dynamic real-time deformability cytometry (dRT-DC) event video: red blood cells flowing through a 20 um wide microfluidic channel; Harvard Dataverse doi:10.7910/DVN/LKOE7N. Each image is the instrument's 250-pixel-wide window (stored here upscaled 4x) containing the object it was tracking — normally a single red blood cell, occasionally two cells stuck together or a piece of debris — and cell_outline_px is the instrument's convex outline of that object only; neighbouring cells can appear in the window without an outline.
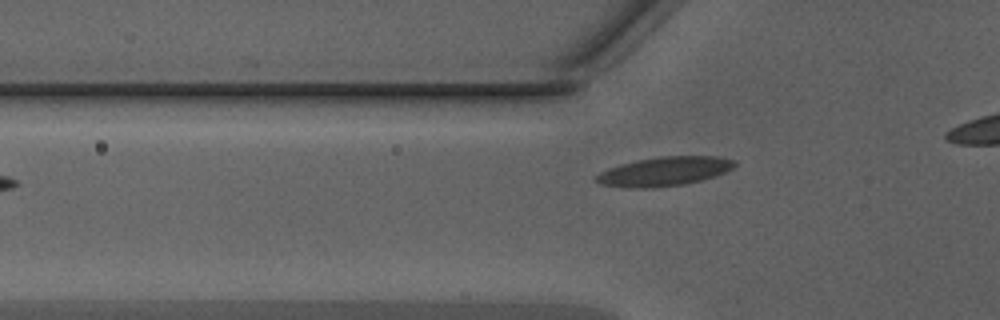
{"species": "Egyptian fruit bat (a non-hibernating species)", "species_latin": "Rousettus aegyptiacus", "temperature_condition": "warm", "stored_images_in_passage": 36, "camera_frame_rate_fps": 3000, "um_per_image_px": 0.085, "animal": {"sex": "male"}, "frame": {"image": 1, "passage_image": 4, "time_ms": 1.0, "image_size_px": [1000, 320], "cell_outline_px": [[736, 164], [732, 168], [724, 172], [700, 180], [684, 184], [644, 188], [628, 188], [600, 184], [596, 180], [596, 176], [600, 172], [608, 168], [636, 160], [660, 156], [716, 156], [736, 160]], "centroid_in_image_um": [56.45, 14.56], "position_along_channel_um": 69.3, "area_um2": 23.18}}
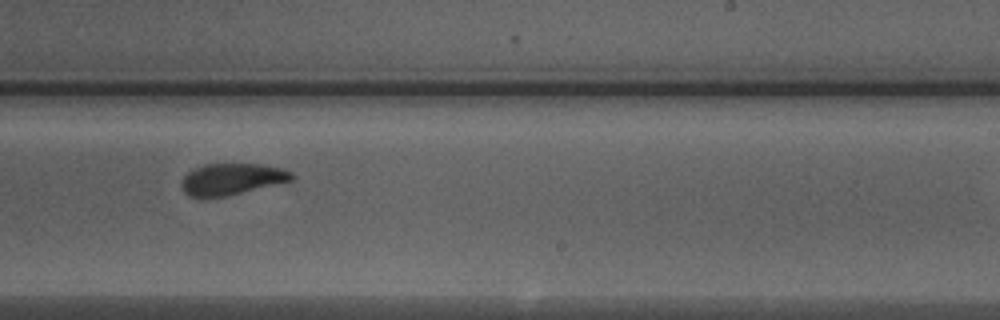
{"frame": {"image": 2, "passage_image": 18, "time_ms": 5.667, "image_size_px": [1000, 320], "cell_outline_px": [[296, 176], [292, 180], [224, 196], [188, 196], [184, 192], [180, 184], [184, 176], [192, 168], [204, 164], [260, 164], [280, 168], [292, 172]], "centroid_in_image_um": [19.67, 15.2], "position_along_channel_um": 269.3, "area_um2": 19.88}}
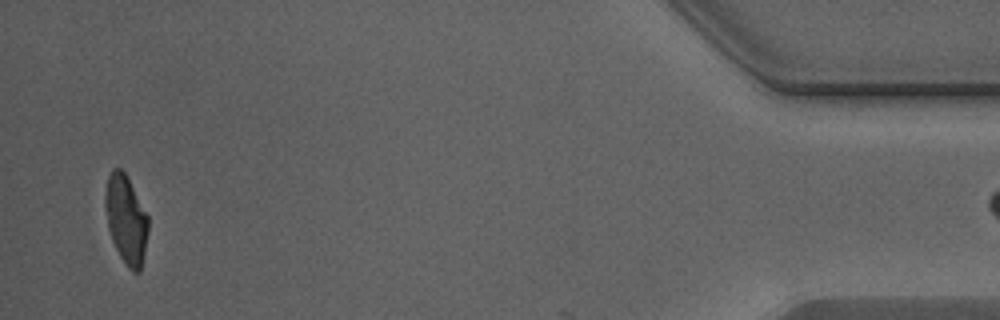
{"frame": {"image": 3, "passage_image": 35, "time_ms": 11.333, "image_size_px": [1000, 320], "cell_outline_px": [[148, 232], [144, 256], [140, 272], [132, 272], [128, 268], [120, 256], [112, 240], [108, 228], [104, 204], [104, 196], [108, 176], [112, 168], [120, 168], [124, 172], [148, 216]], "centroid_in_image_um": [10.7, 18.67], "position_along_channel_um": 424.5, "area_um2": 22.08}}